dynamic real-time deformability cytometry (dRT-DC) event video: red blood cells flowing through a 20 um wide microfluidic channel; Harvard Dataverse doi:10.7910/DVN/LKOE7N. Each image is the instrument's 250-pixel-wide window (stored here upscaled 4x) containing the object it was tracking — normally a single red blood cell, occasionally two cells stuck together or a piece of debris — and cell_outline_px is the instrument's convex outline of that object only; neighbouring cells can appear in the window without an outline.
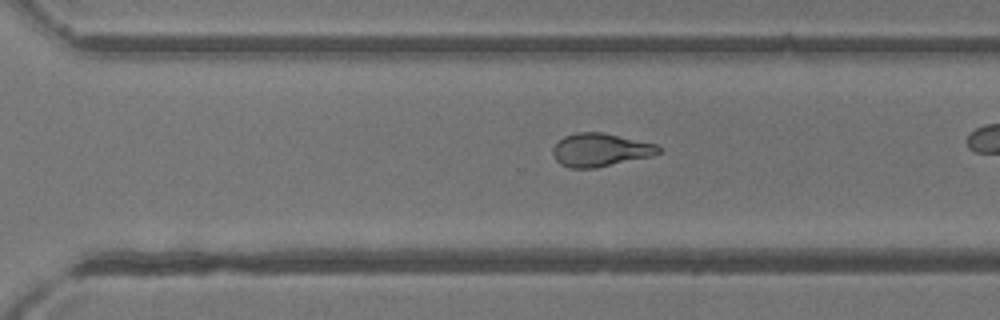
{"species": "common noctule bat (a hibernating species)", "species_latin": "Nyctalus noctula", "temperature_condition": "room temperature", "stored_images_in_passage": 34, "camera_frame_rate_fps": 3000, "um_per_image_px": 0.085, "animal": {"sex": "female"}, "frame": {"image": 1, "passage_image": 29, "time_ms": 9.333, "image_size_px": [1000, 320], "cell_outline_px": [[660, 152], [652, 156], [596, 168], [572, 168], [560, 164], [556, 160], [552, 152], [552, 148], [564, 136], [576, 132], [604, 132], [656, 144], [660, 148]], "centroid_in_image_um": [51.02, 12.74], "position_along_channel_um": 319.6, "area_um2": 20.46}}